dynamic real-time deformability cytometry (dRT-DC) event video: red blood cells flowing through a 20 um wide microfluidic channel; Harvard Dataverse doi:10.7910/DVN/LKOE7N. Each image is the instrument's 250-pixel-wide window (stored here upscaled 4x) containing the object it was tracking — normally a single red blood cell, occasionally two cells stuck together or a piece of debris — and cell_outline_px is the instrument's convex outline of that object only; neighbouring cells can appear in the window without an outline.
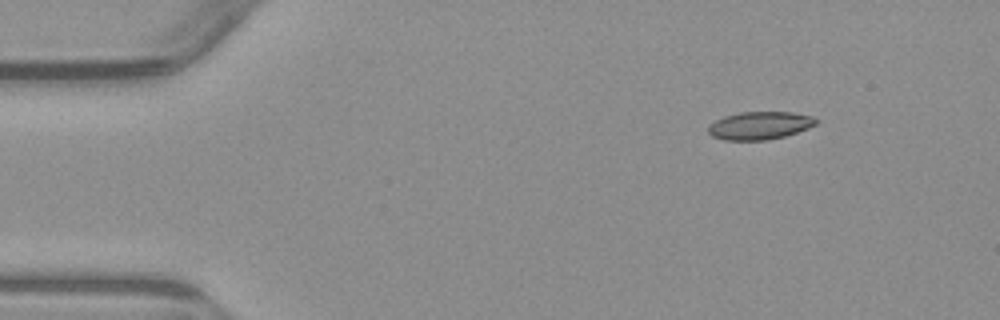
{"species": "common noctule bat (a hibernating species)", "species_latin": "Nyctalus noctula", "temperature_condition": "warm", "stored_images_in_passage": 3, "camera_frame_rate_fps": 3000, "um_per_image_px": 0.085, "animal": {"sex": "male", "body_mass_g": 23.1, "forearm_length_mm": 52.7}, "frame": {"image": 1, "passage_image": 1, "time_ms": 0.0, "image_size_px": [1000, 320], "cell_outline_px": [[820, 120], [816, 124], [808, 128], [784, 136], [768, 140], [724, 140], [712, 136], [708, 132], [708, 124], [724, 116], [740, 112], [792, 112], [812, 116]], "centroid_in_image_um": [64.57, 10.66], "position_along_channel_um": 20.4, "area_um2": 17.57}}